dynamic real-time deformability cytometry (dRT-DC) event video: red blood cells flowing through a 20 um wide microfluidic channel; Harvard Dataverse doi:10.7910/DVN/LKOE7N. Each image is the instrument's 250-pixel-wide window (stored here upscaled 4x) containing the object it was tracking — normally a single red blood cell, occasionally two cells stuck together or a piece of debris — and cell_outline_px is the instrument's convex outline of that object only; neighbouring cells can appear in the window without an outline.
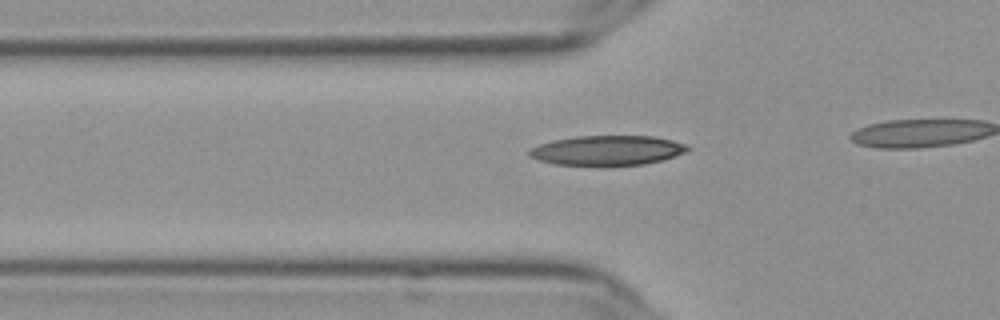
{"species": "Egyptian fruit bat (a non-hibernating species)", "species_latin": "Rousettus aegyptiacus", "temperature_condition": "cold", "stored_images_in_passage": 16, "camera_frame_rate_fps": 3000, "um_per_image_px": 0.085, "frame": {"image": 1, "passage_image": 10, "time_ms": 3.0, "image_size_px": [1000, 320], "cell_outline_px": [[692, 148], [684, 152], [664, 160], [644, 164], [556, 164], [540, 160], [528, 156], [528, 148], [552, 140], [576, 136], [652, 136], [672, 140], [688, 144]], "centroid_in_image_um": [51.63, 12.76], "position_along_channel_um": 74.2, "area_um2": 27.17}}
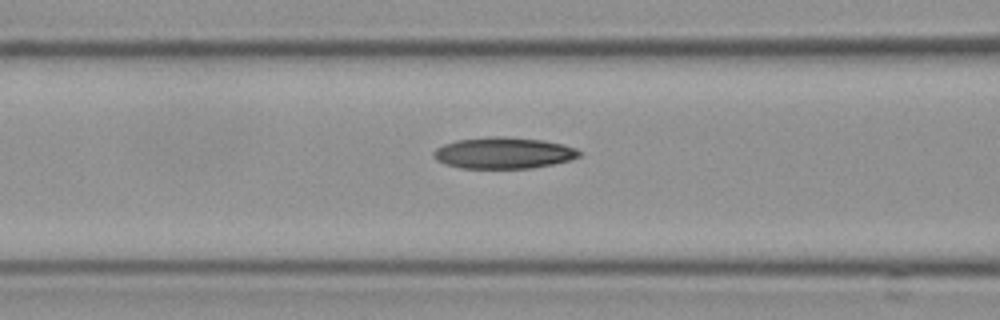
{"frame": {"image": 2, "passage_image": 14, "time_ms": 4.333, "image_size_px": [1000, 320], "cell_outline_px": [[584, 152], [580, 156], [568, 160], [552, 164], [532, 168], [460, 168], [444, 164], [436, 160], [432, 156], [432, 152], [436, 148], [444, 144], [456, 140], [492, 136], [504, 136], [544, 140], [564, 144], [576, 148]], "centroid_in_image_um": [42.79, 12.99], "position_along_channel_um": 123.8, "area_um2": 26.88}}